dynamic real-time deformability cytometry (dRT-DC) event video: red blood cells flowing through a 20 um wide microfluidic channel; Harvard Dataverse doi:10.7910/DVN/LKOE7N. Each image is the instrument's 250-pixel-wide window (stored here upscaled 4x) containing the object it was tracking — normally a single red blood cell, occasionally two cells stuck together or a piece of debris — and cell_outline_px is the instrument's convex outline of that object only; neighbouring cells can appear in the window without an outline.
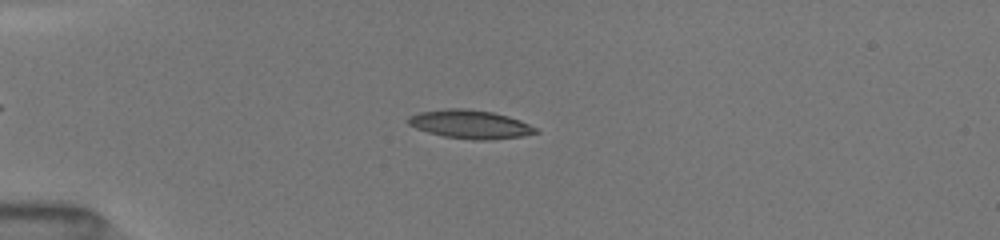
{"species": "common noctule bat (a hibernating species)", "species_latin": "Nyctalus noctula", "temperature_condition": "room temperature", "stored_images_in_passage": 48, "camera_frame_rate_fps": 3000, "um_per_image_px": 0.085, "animal": {"sex": "female", "body_mass_g": 19.5, "forearm_length_mm": 54.1}, "frame": {"image": 1, "passage_image": 9, "time_ms": 3.667, "image_size_px": [1000, 240], "cell_outline_px": [[540, 132], [524, 136], [488, 140], [472, 140], [444, 136], [428, 132], [416, 128], [408, 124], [408, 116], [420, 112], [448, 108], [464, 108], [492, 112], [508, 116], [520, 120], [536, 128]], "centroid_in_image_um": [39.97, 10.57], "position_along_channel_um": 45.0, "area_um2": 21.15}}
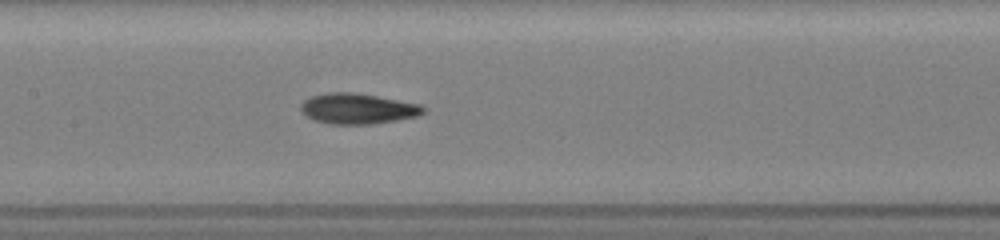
{"frame": {"image": 2, "passage_image": 29, "time_ms": 7.667, "image_size_px": [1000, 240], "cell_outline_px": [[428, 108], [420, 116], [372, 124], [328, 124], [316, 120], [308, 116], [300, 108], [300, 104], [304, 100], [312, 96], [328, 92], [356, 92], [420, 104]], "centroid_in_image_um": [30.45, 9.23], "position_along_channel_um": 177.0, "area_um2": 21.85}}
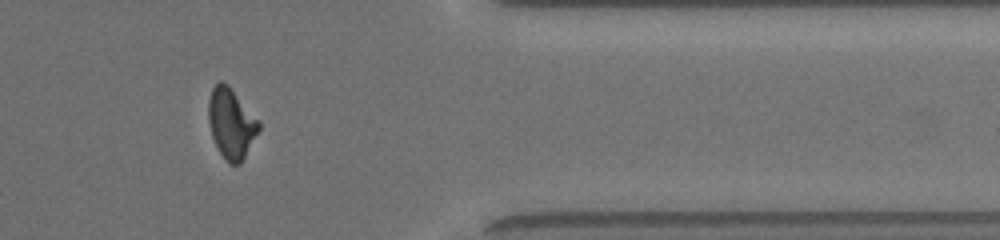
{"frame": {"image": 3, "passage_image": 45, "time_ms": 13.333, "image_size_px": [1000, 240], "cell_outline_px": [[260, 128], [240, 164], [228, 164], [224, 160], [212, 136], [208, 120], [208, 100], [212, 88], [220, 80], [228, 84], [260, 120]], "centroid_in_image_um": [19.65, 10.46], "position_along_channel_um": 391.7, "area_um2": 20.63}, "authors_computed_cell_mechanics": {"area_um2": 21.1837, "velocity_mm_per_s": 4.0712, "shape_relaxation_time_tau1_ms": 7.2776, "shape_relaxation_time_tau2_ms": 2.6792, "deformation_change_tau1": 0.2087, "deformation_change_tau2": 0.1036}}